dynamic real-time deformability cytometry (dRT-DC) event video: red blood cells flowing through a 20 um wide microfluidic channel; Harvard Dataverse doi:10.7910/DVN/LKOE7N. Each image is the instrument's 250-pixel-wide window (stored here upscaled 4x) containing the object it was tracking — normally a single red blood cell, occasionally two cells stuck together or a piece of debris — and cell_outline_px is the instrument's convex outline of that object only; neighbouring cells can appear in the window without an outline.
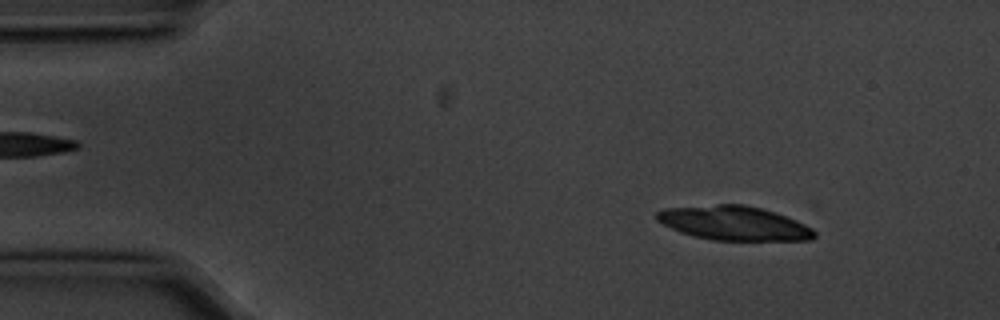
{"species": "common noctule bat (a hibernating species)", "species_latin": "Nyctalus noctula", "temperature_condition": "cold", "stored_images_in_passage": 9, "camera_frame_rate_fps": 3000, "um_per_image_px": 0.085, "animal": {"sex": "male", "body_mass_g": 20.1, "forearm_length_mm": 53.5}, "frame": {"image": 1, "passage_image": 1, "time_ms": 0.0, "image_size_px": [1000, 320], "cell_outline_px": [[816, 236], [812, 240], [712, 240], [692, 236], [680, 232], [656, 220], [656, 212], [664, 208], [716, 204], [744, 204], [760, 208], [796, 220], [812, 228], [816, 232]], "centroid_in_image_um": [62.37, 18.97], "position_along_channel_um": 22.6, "area_um2": 31.33}}
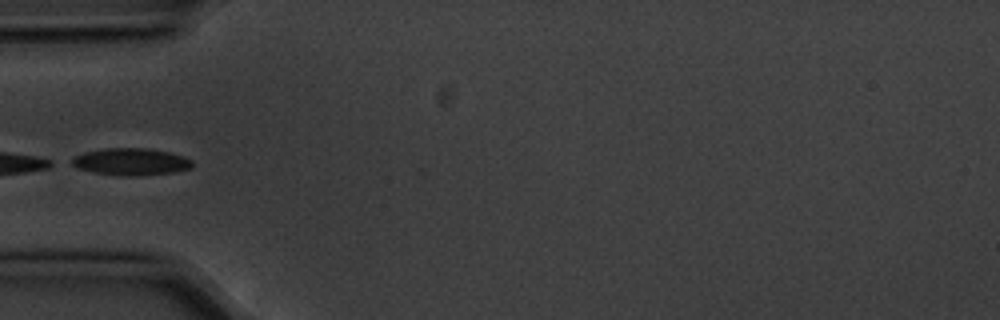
{"frame": {"image": 2, "passage_image": 4, "time_ms": 1.0, "image_size_px": [1000, 320], "cell_outline_px": [[192, 168], [172, 172], [140, 176], [120, 176], [92, 172], [76, 168], [68, 164], [68, 160], [84, 152], [104, 148], [148, 148], [168, 152], [192, 160]], "centroid_in_image_um": [11.04, 13.75], "position_along_channel_um": 74.0, "area_um2": 19.19}}
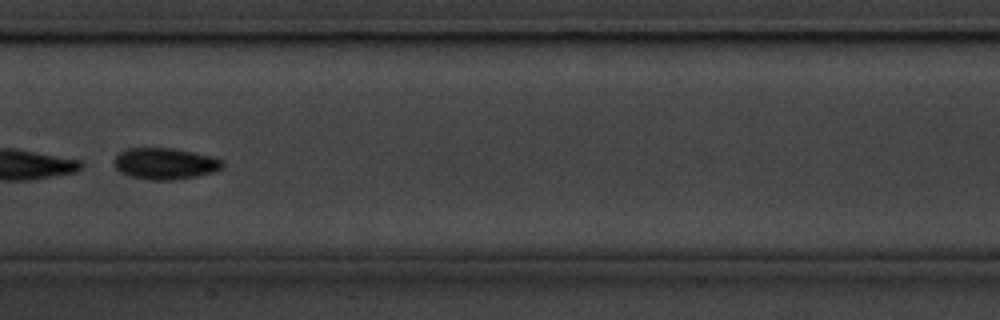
{"frame": {"image": 3, "passage_image": 7, "time_ms": 2.0, "image_size_px": [1000, 320], "cell_outline_px": [[224, 168], [216, 172], [196, 176], [172, 180], [148, 180], [132, 176], [120, 172], [112, 164], [112, 160], [120, 152], [128, 148], [172, 148], [192, 152], [224, 160]], "centroid_in_image_um": [14.03, 13.91], "position_along_channel_um": 193.4, "area_um2": 19.94}}